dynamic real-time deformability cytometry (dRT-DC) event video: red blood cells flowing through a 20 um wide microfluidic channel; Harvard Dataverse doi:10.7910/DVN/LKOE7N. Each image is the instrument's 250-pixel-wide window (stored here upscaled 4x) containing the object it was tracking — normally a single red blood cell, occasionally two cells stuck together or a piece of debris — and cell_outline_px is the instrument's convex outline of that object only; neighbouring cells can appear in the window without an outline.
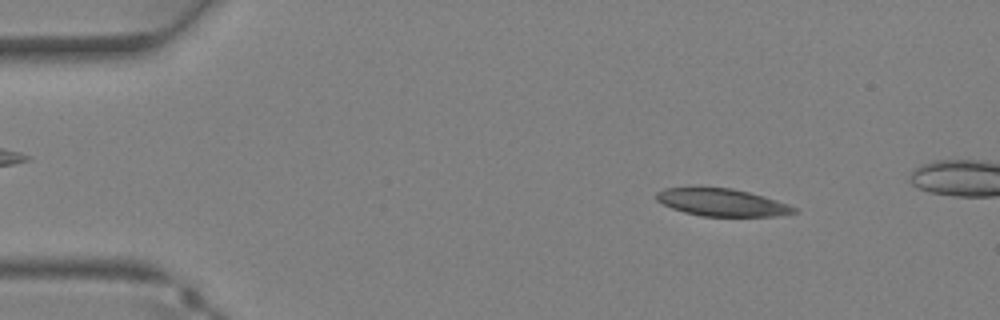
{"species": "Egyptian fruit bat (a non-hibernating species)", "species_latin": "Rousettus aegyptiacus", "temperature_condition": "warm", "stored_images_in_passage": 36, "camera_frame_rate_fps": 3000, "um_per_image_px": 0.085, "animal": {"sex": "female"}, "frame": {"image": 1, "passage_image": 4, "time_ms": 1.0, "image_size_px": [1000, 320], "cell_outline_px": [[796, 212], [776, 216], [700, 216], [684, 212], [672, 208], [656, 200], [656, 192], [664, 188], [732, 188], [764, 196], [788, 204], [796, 208]], "centroid_in_image_um": [61.36, 17.21], "position_along_channel_um": 23.6, "area_um2": 21.73}}
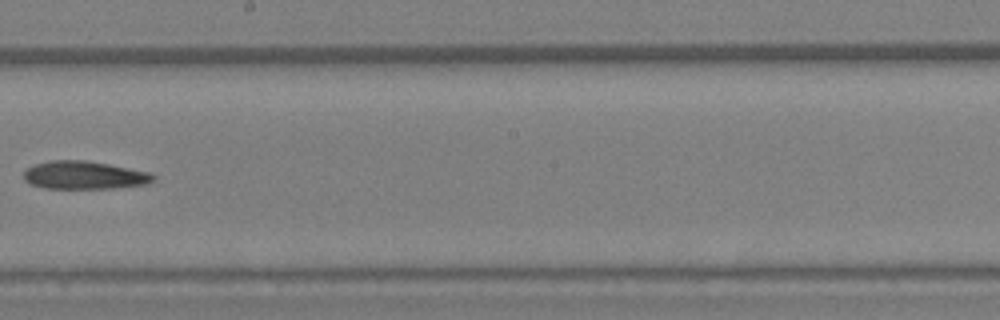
{"frame": {"image": 2, "passage_image": 20, "time_ms": 6.333, "image_size_px": [1000, 320], "cell_outline_px": [[156, 180], [148, 184], [112, 188], [44, 188], [32, 184], [24, 180], [24, 172], [32, 164], [52, 160], [84, 160], [108, 164], [148, 172], [156, 176]], "centroid_in_image_um": [7.17, 14.89], "position_along_channel_um": 241.0, "area_um2": 21.1}}
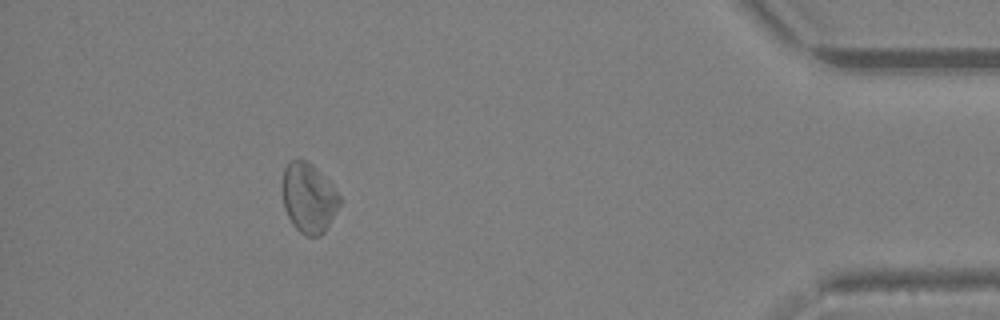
{"frame": {"image": 3, "passage_image": 32, "time_ms": 10.333, "image_size_px": [1000, 320], "cell_outline_px": [[340, 204], [324, 232], [320, 236], [304, 236], [292, 224], [284, 208], [284, 168], [288, 160], [308, 160], [328, 180], [340, 196]], "centroid_in_image_um": [26.24, 16.82], "position_along_channel_um": 409.0, "area_um2": 22.95}}